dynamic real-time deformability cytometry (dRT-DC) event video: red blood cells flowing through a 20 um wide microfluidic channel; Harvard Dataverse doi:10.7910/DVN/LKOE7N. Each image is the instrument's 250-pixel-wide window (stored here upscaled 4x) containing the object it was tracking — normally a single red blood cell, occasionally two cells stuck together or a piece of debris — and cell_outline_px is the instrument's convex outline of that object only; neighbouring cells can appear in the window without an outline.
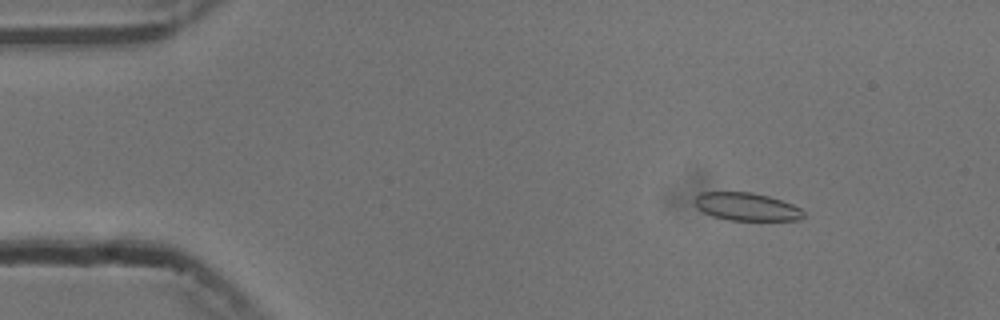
{"species": "common noctule bat (a hibernating species)", "species_latin": "Nyctalus noctula", "temperature_condition": "cold", "stored_images_in_passage": 37, "camera_frame_rate_fps": 3000, "um_per_image_px": 0.085, "animal": {"sex": "male", "body_mass_g": 13.3}, "frame": {"image": 1, "passage_image": 8, "time_ms": 2.333, "image_size_px": [1000, 320], "cell_outline_px": [[804, 216], [800, 220], [728, 220], [712, 216], [696, 208], [692, 200], [700, 192], [752, 192], [768, 196], [792, 204], [800, 208], [804, 212]], "centroid_in_image_um": [63.42, 17.57], "position_along_channel_um": 21.6, "area_um2": 17.8}}
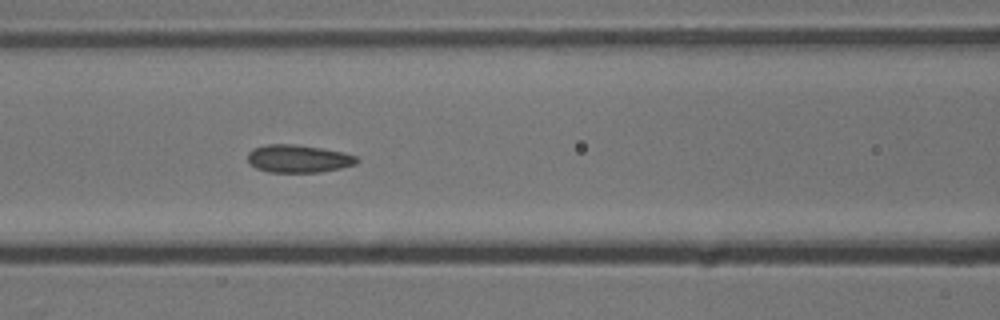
{"frame": {"image": 2, "passage_image": 24, "time_ms": 7.667, "image_size_px": [1000, 320], "cell_outline_px": [[360, 160], [356, 164], [340, 168], [320, 172], [268, 172], [256, 168], [248, 160], [248, 152], [252, 148], [264, 144], [292, 144], [320, 148], [344, 152], [356, 156]], "centroid_in_image_um": [25.36, 13.48], "position_along_channel_um": 141.2, "area_um2": 17.69}}
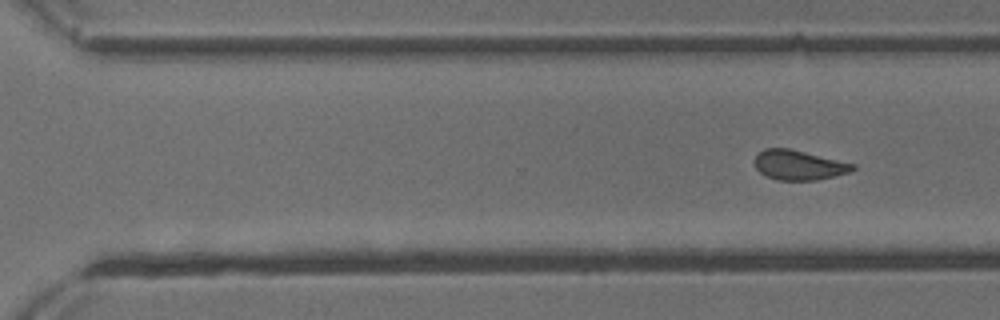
{"frame": {"image": 3, "passage_image": 37, "time_ms": 12.0, "image_size_px": [1000, 320], "cell_outline_px": [[856, 168], [852, 172], [816, 180], [776, 180], [760, 172], [756, 168], [756, 156], [764, 148], [788, 148], [856, 164]], "centroid_in_image_um": [67.94, 14.03], "position_along_channel_um": 302.7, "area_um2": 16.88}}